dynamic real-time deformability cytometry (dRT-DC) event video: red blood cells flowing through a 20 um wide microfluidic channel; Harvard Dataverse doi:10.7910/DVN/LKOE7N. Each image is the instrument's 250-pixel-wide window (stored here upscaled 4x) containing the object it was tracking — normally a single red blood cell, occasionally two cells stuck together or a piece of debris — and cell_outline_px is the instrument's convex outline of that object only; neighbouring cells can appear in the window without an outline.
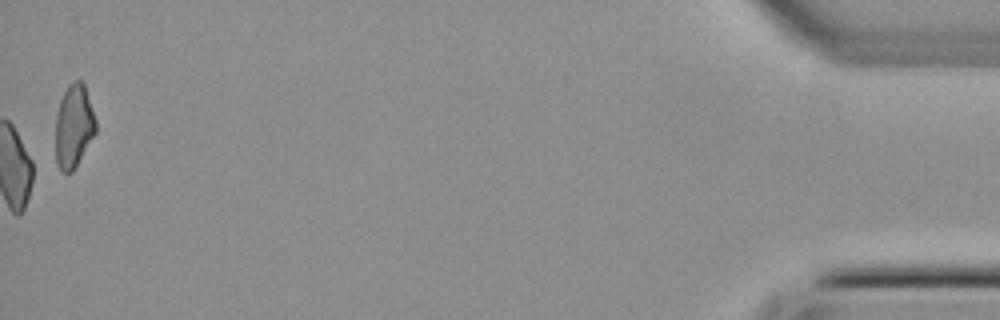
{"species": "common noctule bat (a hibernating species)", "species_latin": "Nyctalus noctula", "temperature_condition": "cold", "stored_images_in_passage": 39, "camera_frame_rate_fps": 3000, "um_per_image_px": 0.085, "animal": {"sex": "female", "body_mass_g": 22.7, "forearm_length_mm": 54.2}, "frame": {"image": 1, "passage_image": 39, "time_ms": 12.667, "image_size_px": [1000, 320], "cell_outline_px": [[96, 132], [72, 172], [60, 172], [56, 164], [56, 116], [60, 100], [68, 84], [72, 80], [80, 80], [84, 84], [96, 120]], "centroid_in_image_um": [6.26, 10.72], "position_along_channel_um": 428.9, "area_um2": 19.48}}